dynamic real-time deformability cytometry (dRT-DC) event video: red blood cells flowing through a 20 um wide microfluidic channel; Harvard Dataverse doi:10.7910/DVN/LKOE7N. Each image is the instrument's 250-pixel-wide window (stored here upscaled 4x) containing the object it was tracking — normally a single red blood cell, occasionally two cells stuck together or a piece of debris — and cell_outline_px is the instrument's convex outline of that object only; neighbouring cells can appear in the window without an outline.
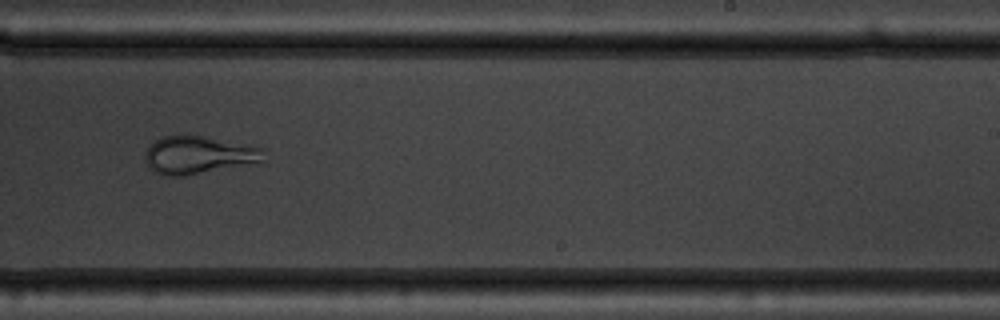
{"species": "common noctule bat (a hibernating species)", "species_latin": "Nyctalus noctula", "temperature_condition": "warm", "stored_images_in_passage": 55, "camera_frame_rate_fps": 3000, "um_per_image_px": 0.085, "animal": {"sex": "male", "body_mass_g": 19.5, "forearm_length_mm": 54.6}, "frame": {"image": 1, "passage_image": 35, "time_ms": 11.333, "image_size_px": [1000, 320], "cell_outline_px": [[264, 160], [180, 176], [164, 176], [152, 172], [144, 160], [144, 156], [148, 148], [156, 140], [164, 136], [204, 136], [264, 148]], "centroid_in_image_um": [16.8, 13.17], "position_along_channel_um": 272.2, "area_um2": 25.43}}
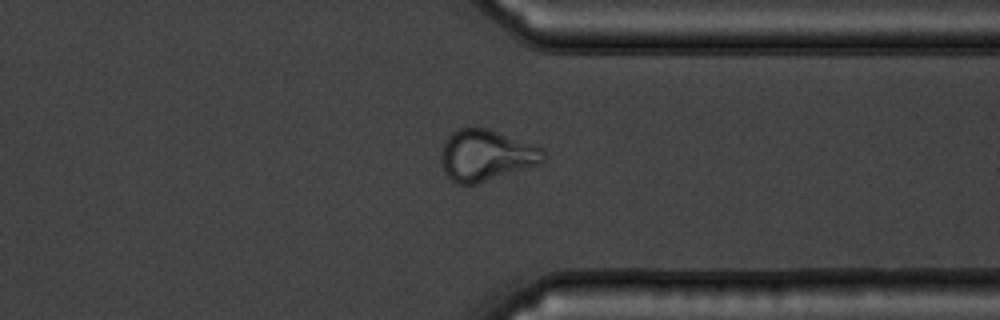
{"frame": {"image": 2, "passage_image": 43, "time_ms": 14.0, "image_size_px": [1000, 320], "cell_outline_px": [[544, 160], [540, 164], [476, 184], [456, 184], [444, 172], [440, 160], [444, 144], [448, 136], [452, 132], [460, 128], [488, 128], [544, 148]], "centroid_in_image_um": [41.32, 13.21], "position_along_channel_um": 370.1, "area_um2": 30.4}}
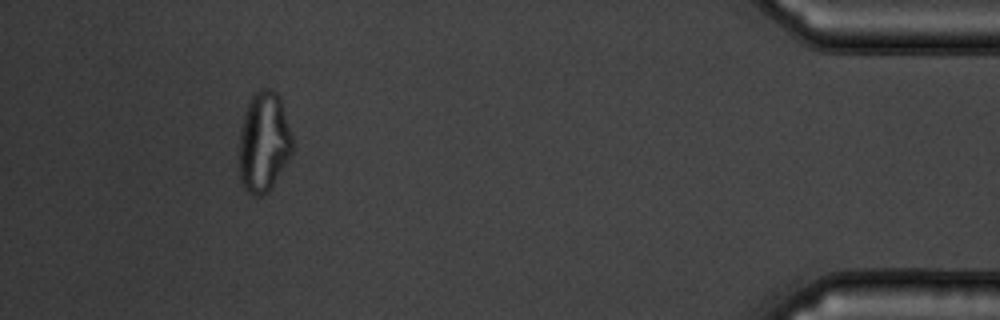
{"frame": {"image": 3, "passage_image": 51, "time_ms": 16.667, "image_size_px": [1000, 320], "cell_outline_px": [[292, 152], [288, 160], [272, 188], [268, 192], [260, 196], [252, 196], [244, 188], [240, 180], [240, 132], [244, 112], [252, 96], [260, 88], [272, 88], [280, 96], [292, 136]], "centroid_in_image_um": [22.43, 12.08], "position_along_channel_um": 412.8, "area_um2": 31.21}}